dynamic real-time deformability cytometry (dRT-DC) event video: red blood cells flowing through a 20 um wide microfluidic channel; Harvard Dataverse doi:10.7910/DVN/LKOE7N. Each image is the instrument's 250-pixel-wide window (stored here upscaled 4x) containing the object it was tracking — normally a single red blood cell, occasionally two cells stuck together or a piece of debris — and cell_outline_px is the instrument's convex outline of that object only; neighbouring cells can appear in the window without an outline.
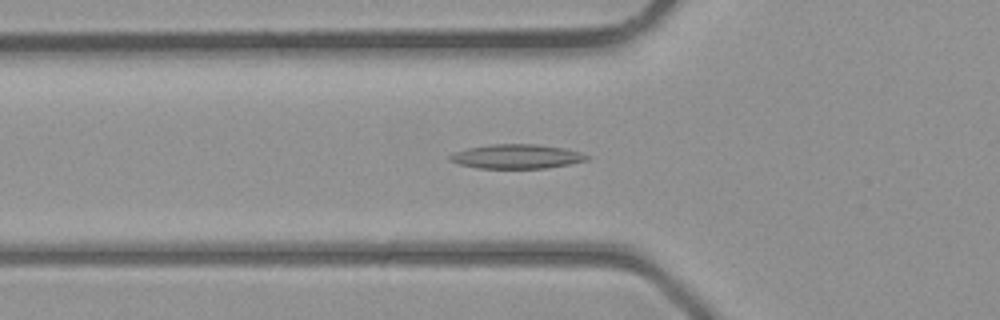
{"species": "common noctule bat (a hibernating species)", "species_latin": "Nyctalus noctula", "temperature_condition": "room temperature", "stored_images_in_passage": 40, "camera_frame_rate_fps": 3000, "um_per_image_px": 0.085, "animal": {"sex": "male", "body_mass_g": 23.1, "forearm_length_mm": 52.7}, "frame": {"image": 1, "passage_image": 12, "time_ms": 3.667, "image_size_px": [1000, 320], "cell_outline_px": [[592, 156], [588, 160], [548, 168], [476, 168], [460, 164], [448, 160], [448, 156], [456, 152], [468, 148], [492, 144], [536, 144], [564, 148], [580, 152]], "centroid_in_image_um": [43.94, 13.3], "position_along_channel_um": 81.9, "area_um2": 19.36}}
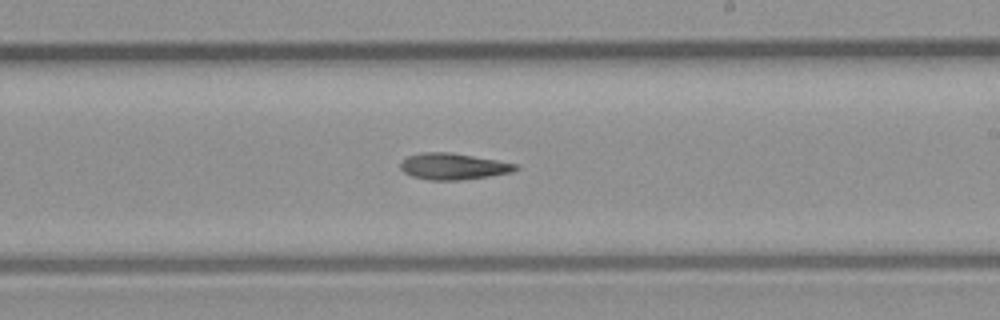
{"frame": {"image": 2, "passage_image": 22, "time_ms": 7.0, "image_size_px": [1000, 320], "cell_outline_px": [[520, 168], [512, 172], [488, 176], [460, 180], [428, 180], [412, 176], [404, 172], [400, 168], [400, 164], [408, 156], [420, 152], [448, 152], [496, 160], [516, 164]], "centroid_in_image_um": [38.51, 14.14], "position_along_channel_um": 250.5, "area_um2": 17.51}}
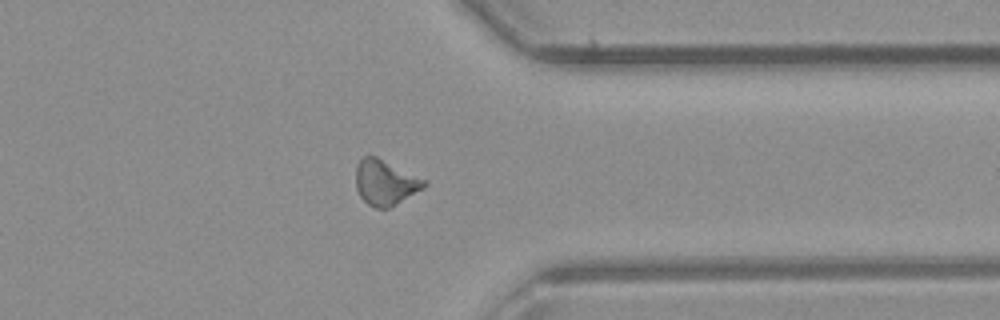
{"frame": {"image": 3, "passage_image": 30, "time_ms": 9.667, "image_size_px": [1000, 320], "cell_outline_px": [[428, 184], [424, 188], [388, 208], [376, 208], [368, 204], [360, 196], [356, 188], [356, 164], [364, 156], [376, 156], [428, 180]], "centroid_in_image_um": [32.76, 15.5], "position_along_channel_um": 378.6, "area_um2": 18.03}}